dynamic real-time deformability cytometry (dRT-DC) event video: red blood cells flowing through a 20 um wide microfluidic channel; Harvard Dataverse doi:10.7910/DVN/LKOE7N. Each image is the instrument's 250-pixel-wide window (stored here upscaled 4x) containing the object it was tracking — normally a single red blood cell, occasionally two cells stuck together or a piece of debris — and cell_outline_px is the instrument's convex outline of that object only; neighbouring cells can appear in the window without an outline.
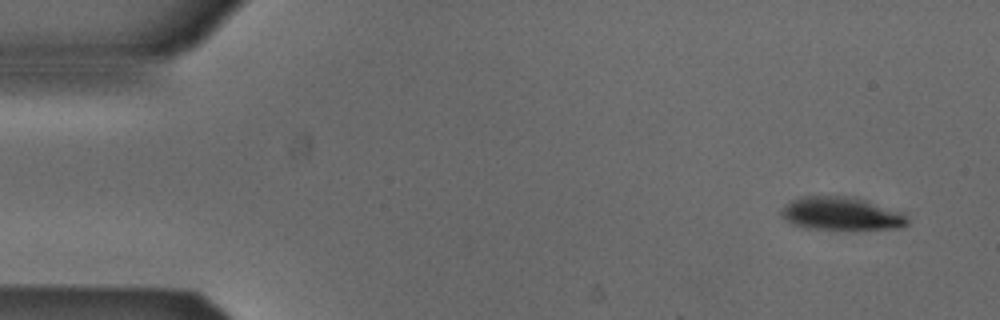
{"species": "Egyptian fruit bat (a non-hibernating species)", "species_latin": "Rousettus aegyptiacus", "temperature_condition": "cold", "stored_images_in_passage": 4, "camera_frame_rate_fps": 3000, "um_per_image_px": 0.085, "animal": {"sex": "male"}, "frame": {"image": 1, "passage_image": 1, "time_ms": 0.0, "image_size_px": [1000, 320], "cell_outline_px": [[908, 224], [900, 228], [856, 232], [804, 228], [792, 224], [780, 212], [792, 200], [800, 196], [844, 196], [864, 200], [900, 212], [908, 220]], "centroid_in_image_um": [71.54, 18.22], "position_along_channel_um": 13.5, "area_um2": 24.8}}
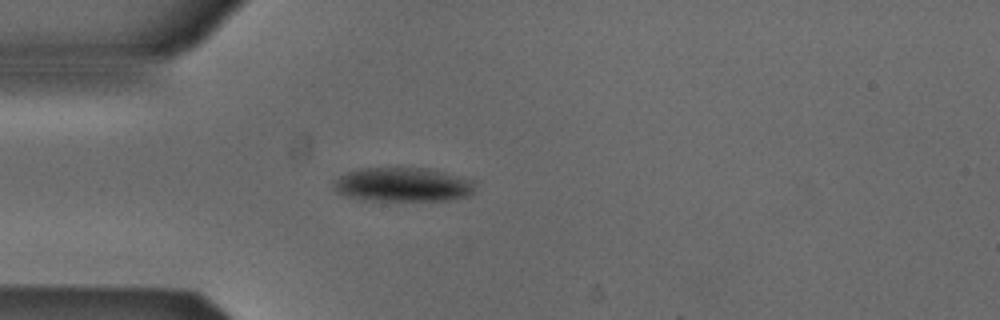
{"frame": {"image": 2, "passage_image": 4, "time_ms": 1.0, "image_size_px": [1000, 320], "cell_outline_px": [[476, 188], [472, 196], [452, 200], [360, 200], [336, 192], [332, 188], [332, 180], [344, 172], [360, 168], [428, 168], [476, 180]], "centroid_in_image_um": [34.25, 15.69], "position_along_channel_um": 50.7, "area_um2": 28.78}}